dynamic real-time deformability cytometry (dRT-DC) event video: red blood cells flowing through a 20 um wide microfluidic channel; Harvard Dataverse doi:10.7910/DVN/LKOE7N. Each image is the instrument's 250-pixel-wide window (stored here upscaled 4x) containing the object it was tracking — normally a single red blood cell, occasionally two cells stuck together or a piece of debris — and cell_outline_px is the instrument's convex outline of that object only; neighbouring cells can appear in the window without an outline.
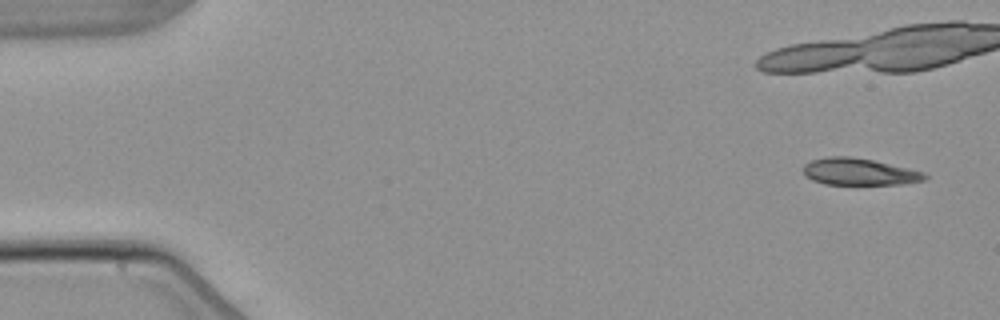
{"species": "common noctule bat (a hibernating species)", "species_latin": "Nyctalus noctula", "temperature_condition": "warm", "stored_images_in_passage": 6, "camera_frame_rate_fps": 3000, "um_per_image_px": 0.085, "animal": {"sex": "male", "body_mass_g": 21.5, "forearm_length_mm": 52.0}, "frame": {"image": 1, "passage_image": 1, "time_ms": 0.0, "image_size_px": [1000, 320], "cell_outline_px": [[928, 180], [904, 184], [824, 184], [812, 180], [804, 176], [804, 164], [812, 160], [828, 156], [848, 156], [872, 160], [908, 168], [924, 172], [928, 176]], "centroid_in_image_um": [73.05, 14.6], "position_along_channel_um": 12.0, "area_um2": 19.07}}